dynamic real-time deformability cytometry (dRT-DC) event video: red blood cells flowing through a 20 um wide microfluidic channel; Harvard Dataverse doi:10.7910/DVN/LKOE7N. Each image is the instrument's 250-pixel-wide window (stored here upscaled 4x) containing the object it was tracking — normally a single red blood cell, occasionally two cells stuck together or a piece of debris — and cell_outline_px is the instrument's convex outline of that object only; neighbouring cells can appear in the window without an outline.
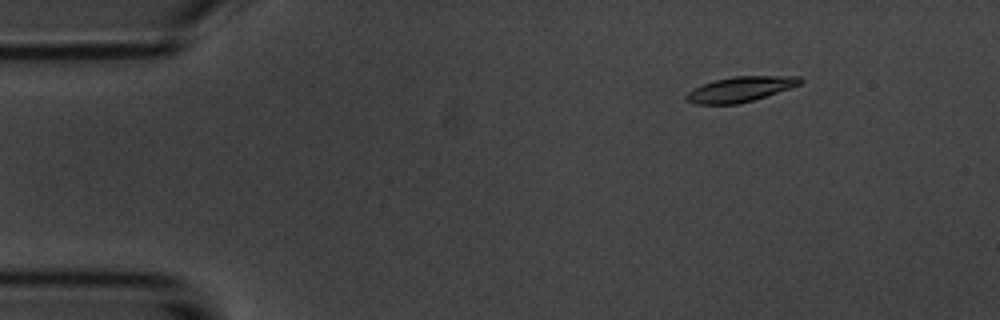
{"species": "common noctule bat (a hibernating species)", "species_latin": "Nyctalus noctula", "temperature_condition": "room temperature", "stored_images_in_passage": 4, "camera_frame_rate_fps": 3000, "um_per_image_px": 0.085, "animal": {"sex": "male", "body_mass_g": 20.1, "forearm_length_mm": 53.5}, "frame": {"image": 1, "passage_image": 2, "time_ms": 1.0, "image_size_px": [1000, 320], "cell_outline_px": [[804, 80], [800, 84], [752, 100], [736, 104], [696, 104], [688, 100], [684, 96], [688, 92], [704, 84], [716, 80], [736, 76], [800, 76]], "centroid_in_image_um": [62.94, 7.57], "position_along_channel_um": 22.1, "area_um2": 16.18}}